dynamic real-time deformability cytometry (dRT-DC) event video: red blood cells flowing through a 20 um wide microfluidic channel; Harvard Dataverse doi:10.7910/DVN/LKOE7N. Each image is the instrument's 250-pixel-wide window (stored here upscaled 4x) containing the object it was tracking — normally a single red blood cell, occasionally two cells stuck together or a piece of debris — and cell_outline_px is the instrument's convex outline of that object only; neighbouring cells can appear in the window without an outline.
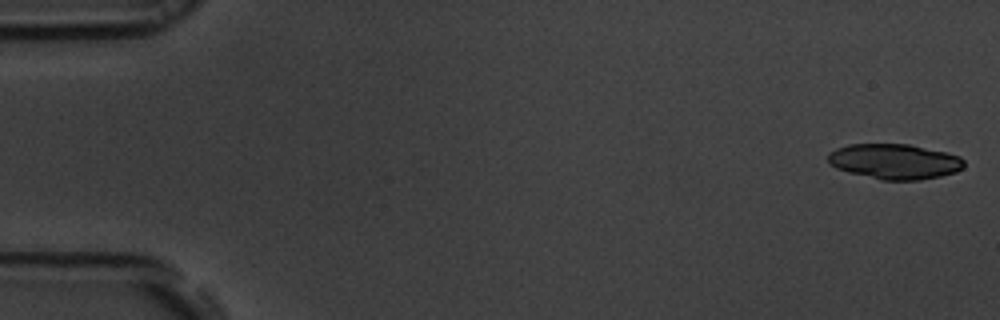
{"species": "common noctule bat (a hibernating species)", "species_latin": "Nyctalus noctula", "temperature_condition": "room temperature", "stored_images_in_passage": 54, "segment_of_instrument_passage": [1, 2], "camera_frame_rate_fps": 3000, "um_per_image_px": 0.085, "animal": {"sex": "male", "body_mass_g": 19.5, "forearm_length_mm": 54.6}, "frame": {"image": 1, "passage_image": 1, "time_ms": 0.0, "image_size_px": [1000, 320], "cell_outline_px": [[964, 168], [956, 172], [940, 176], [920, 180], [880, 180], [848, 172], [836, 168], [828, 160], [828, 152], [836, 148], [848, 144], [908, 144], [948, 152], [960, 156], [964, 160]], "centroid_in_image_um": [76.06, 13.72], "position_along_channel_um": 8.9, "area_um2": 28.15}}